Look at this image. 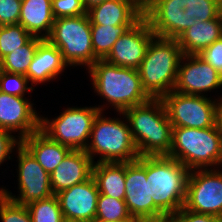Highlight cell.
Returning <instances> with one entry per match:
<instances>
[{
	"instance_id": "26",
	"label": "cell",
	"mask_w": 222,
	"mask_h": 222,
	"mask_svg": "<svg viewBox=\"0 0 222 222\" xmlns=\"http://www.w3.org/2000/svg\"><path fill=\"white\" fill-rule=\"evenodd\" d=\"M42 38L33 37L27 44L19 47L1 59L0 70L26 75L31 61Z\"/></svg>"
},
{
	"instance_id": "20",
	"label": "cell",
	"mask_w": 222,
	"mask_h": 222,
	"mask_svg": "<svg viewBox=\"0 0 222 222\" xmlns=\"http://www.w3.org/2000/svg\"><path fill=\"white\" fill-rule=\"evenodd\" d=\"M91 24L119 26L134 25L143 11L132 0H106L87 10Z\"/></svg>"
},
{
	"instance_id": "10",
	"label": "cell",
	"mask_w": 222,
	"mask_h": 222,
	"mask_svg": "<svg viewBox=\"0 0 222 222\" xmlns=\"http://www.w3.org/2000/svg\"><path fill=\"white\" fill-rule=\"evenodd\" d=\"M189 95L172 90L164 95V103L172 128H209L218 123V110L222 97Z\"/></svg>"
},
{
	"instance_id": "9",
	"label": "cell",
	"mask_w": 222,
	"mask_h": 222,
	"mask_svg": "<svg viewBox=\"0 0 222 222\" xmlns=\"http://www.w3.org/2000/svg\"><path fill=\"white\" fill-rule=\"evenodd\" d=\"M105 104L90 107H67L54 119L40 115V130L49 138L72 150H85L88 146L92 125Z\"/></svg>"
},
{
	"instance_id": "37",
	"label": "cell",
	"mask_w": 222,
	"mask_h": 222,
	"mask_svg": "<svg viewBox=\"0 0 222 222\" xmlns=\"http://www.w3.org/2000/svg\"><path fill=\"white\" fill-rule=\"evenodd\" d=\"M142 11L143 13L150 7V5L155 0H132Z\"/></svg>"
},
{
	"instance_id": "15",
	"label": "cell",
	"mask_w": 222,
	"mask_h": 222,
	"mask_svg": "<svg viewBox=\"0 0 222 222\" xmlns=\"http://www.w3.org/2000/svg\"><path fill=\"white\" fill-rule=\"evenodd\" d=\"M222 87V75L199 55H183L178 68L175 92L208 96ZM204 93V94H203Z\"/></svg>"
},
{
	"instance_id": "1",
	"label": "cell",
	"mask_w": 222,
	"mask_h": 222,
	"mask_svg": "<svg viewBox=\"0 0 222 222\" xmlns=\"http://www.w3.org/2000/svg\"><path fill=\"white\" fill-rule=\"evenodd\" d=\"M189 173L186 166L167 155L146 156L154 222H166L170 215L184 207Z\"/></svg>"
},
{
	"instance_id": "7",
	"label": "cell",
	"mask_w": 222,
	"mask_h": 222,
	"mask_svg": "<svg viewBox=\"0 0 222 222\" xmlns=\"http://www.w3.org/2000/svg\"><path fill=\"white\" fill-rule=\"evenodd\" d=\"M103 114L99 112L93 121L90 140L85 149L87 154L94 163L136 161L140 155L124 114L118 112L120 118L106 117ZM121 115L126 122L121 120ZM95 156L99 158L97 161H94Z\"/></svg>"
},
{
	"instance_id": "2",
	"label": "cell",
	"mask_w": 222,
	"mask_h": 222,
	"mask_svg": "<svg viewBox=\"0 0 222 222\" xmlns=\"http://www.w3.org/2000/svg\"><path fill=\"white\" fill-rule=\"evenodd\" d=\"M222 13V0H155L143 13L155 36L177 39L198 21Z\"/></svg>"
},
{
	"instance_id": "38",
	"label": "cell",
	"mask_w": 222,
	"mask_h": 222,
	"mask_svg": "<svg viewBox=\"0 0 222 222\" xmlns=\"http://www.w3.org/2000/svg\"><path fill=\"white\" fill-rule=\"evenodd\" d=\"M103 1H106V0H82L83 5L86 10L90 9L91 7H93L97 4L102 3Z\"/></svg>"
},
{
	"instance_id": "39",
	"label": "cell",
	"mask_w": 222,
	"mask_h": 222,
	"mask_svg": "<svg viewBox=\"0 0 222 222\" xmlns=\"http://www.w3.org/2000/svg\"><path fill=\"white\" fill-rule=\"evenodd\" d=\"M218 126L221 131V138H222V100L220 101L219 110H218Z\"/></svg>"
},
{
	"instance_id": "33",
	"label": "cell",
	"mask_w": 222,
	"mask_h": 222,
	"mask_svg": "<svg viewBox=\"0 0 222 222\" xmlns=\"http://www.w3.org/2000/svg\"><path fill=\"white\" fill-rule=\"evenodd\" d=\"M22 0H0V26L19 24Z\"/></svg>"
},
{
	"instance_id": "4",
	"label": "cell",
	"mask_w": 222,
	"mask_h": 222,
	"mask_svg": "<svg viewBox=\"0 0 222 222\" xmlns=\"http://www.w3.org/2000/svg\"><path fill=\"white\" fill-rule=\"evenodd\" d=\"M92 80L96 95L106 99L117 112L143 104L151 97L143 89L138 70L112 65L105 60H97L86 69ZM108 102V104H107Z\"/></svg>"
},
{
	"instance_id": "27",
	"label": "cell",
	"mask_w": 222,
	"mask_h": 222,
	"mask_svg": "<svg viewBox=\"0 0 222 222\" xmlns=\"http://www.w3.org/2000/svg\"><path fill=\"white\" fill-rule=\"evenodd\" d=\"M95 221L136 222L131 216L125 200L100 193L97 199Z\"/></svg>"
},
{
	"instance_id": "19",
	"label": "cell",
	"mask_w": 222,
	"mask_h": 222,
	"mask_svg": "<svg viewBox=\"0 0 222 222\" xmlns=\"http://www.w3.org/2000/svg\"><path fill=\"white\" fill-rule=\"evenodd\" d=\"M68 64L63 60L60 50L52 45L47 39H43L39 44L33 60L30 63L25 75L31 86L44 84L53 81L63 74Z\"/></svg>"
},
{
	"instance_id": "17",
	"label": "cell",
	"mask_w": 222,
	"mask_h": 222,
	"mask_svg": "<svg viewBox=\"0 0 222 222\" xmlns=\"http://www.w3.org/2000/svg\"><path fill=\"white\" fill-rule=\"evenodd\" d=\"M56 196L64 218L95 221L99 190L93 176L57 193Z\"/></svg>"
},
{
	"instance_id": "28",
	"label": "cell",
	"mask_w": 222,
	"mask_h": 222,
	"mask_svg": "<svg viewBox=\"0 0 222 222\" xmlns=\"http://www.w3.org/2000/svg\"><path fill=\"white\" fill-rule=\"evenodd\" d=\"M32 38L20 24L0 26V58L27 44Z\"/></svg>"
},
{
	"instance_id": "30",
	"label": "cell",
	"mask_w": 222,
	"mask_h": 222,
	"mask_svg": "<svg viewBox=\"0 0 222 222\" xmlns=\"http://www.w3.org/2000/svg\"><path fill=\"white\" fill-rule=\"evenodd\" d=\"M28 85H30L29 80L25 75L0 70V91L2 93L25 97V93L35 90V87Z\"/></svg>"
},
{
	"instance_id": "35",
	"label": "cell",
	"mask_w": 222,
	"mask_h": 222,
	"mask_svg": "<svg viewBox=\"0 0 222 222\" xmlns=\"http://www.w3.org/2000/svg\"><path fill=\"white\" fill-rule=\"evenodd\" d=\"M7 130L0 129V166L6 160H10L12 152L21 144V140Z\"/></svg>"
},
{
	"instance_id": "36",
	"label": "cell",
	"mask_w": 222,
	"mask_h": 222,
	"mask_svg": "<svg viewBox=\"0 0 222 222\" xmlns=\"http://www.w3.org/2000/svg\"><path fill=\"white\" fill-rule=\"evenodd\" d=\"M199 56L222 75V37L204 49Z\"/></svg>"
},
{
	"instance_id": "25",
	"label": "cell",
	"mask_w": 222,
	"mask_h": 222,
	"mask_svg": "<svg viewBox=\"0 0 222 222\" xmlns=\"http://www.w3.org/2000/svg\"><path fill=\"white\" fill-rule=\"evenodd\" d=\"M133 25H97L91 24L93 52L99 60H104L111 52L114 43Z\"/></svg>"
},
{
	"instance_id": "22",
	"label": "cell",
	"mask_w": 222,
	"mask_h": 222,
	"mask_svg": "<svg viewBox=\"0 0 222 222\" xmlns=\"http://www.w3.org/2000/svg\"><path fill=\"white\" fill-rule=\"evenodd\" d=\"M222 37V13L210 21H198L178 38L183 55H199Z\"/></svg>"
},
{
	"instance_id": "40",
	"label": "cell",
	"mask_w": 222,
	"mask_h": 222,
	"mask_svg": "<svg viewBox=\"0 0 222 222\" xmlns=\"http://www.w3.org/2000/svg\"><path fill=\"white\" fill-rule=\"evenodd\" d=\"M62 222H89L82 219H70V218H63Z\"/></svg>"
},
{
	"instance_id": "8",
	"label": "cell",
	"mask_w": 222,
	"mask_h": 222,
	"mask_svg": "<svg viewBox=\"0 0 222 222\" xmlns=\"http://www.w3.org/2000/svg\"><path fill=\"white\" fill-rule=\"evenodd\" d=\"M47 40L60 50L68 67L86 66L88 69L99 60L93 52L88 14L54 19Z\"/></svg>"
},
{
	"instance_id": "21",
	"label": "cell",
	"mask_w": 222,
	"mask_h": 222,
	"mask_svg": "<svg viewBox=\"0 0 222 222\" xmlns=\"http://www.w3.org/2000/svg\"><path fill=\"white\" fill-rule=\"evenodd\" d=\"M21 144L32 154L43 169L51 174L72 150L49 138L40 129L21 140Z\"/></svg>"
},
{
	"instance_id": "18",
	"label": "cell",
	"mask_w": 222,
	"mask_h": 222,
	"mask_svg": "<svg viewBox=\"0 0 222 222\" xmlns=\"http://www.w3.org/2000/svg\"><path fill=\"white\" fill-rule=\"evenodd\" d=\"M93 165V160L85 150H71L50 174L54 195L91 178Z\"/></svg>"
},
{
	"instance_id": "41",
	"label": "cell",
	"mask_w": 222,
	"mask_h": 222,
	"mask_svg": "<svg viewBox=\"0 0 222 222\" xmlns=\"http://www.w3.org/2000/svg\"><path fill=\"white\" fill-rule=\"evenodd\" d=\"M94 222H112V221H94Z\"/></svg>"
},
{
	"instance_id": "5",
	"label": "cell",
	"mask_w": 222,
	"mask_h": 222,
	"mask_svg": "<svg viewBox=\"0 0 222 222\" xmlns=\"http://www.w3.org/2000/svg\"><path fill=\"white\" fill-rule=\"evenodd\" d=\"M182 56L177 39L152 38L138 69L143 89L151 98H162L174 90Z\"/></svg>"
},
{
	"instance_id": "12",
	"label": "cell",
	"mask_w": 222,
	"mask_h": 222,
	"mask_svg": "<svg viewBox=\"0 0 222 222\" xmlns=\"http://www.w3.org/2000/svg\"><path fill=\"white\" fill-rule=\"evenodd\" d=\"M18 168V196L0 188V192L18 204L28 205L31 202L49 198L54 195L50 185V174L37 162L32 154L20 144L16 148Z\"/></svg>"
},
{
	"instance_id": "29",
	"label": "cell",
	"mask_w": 222,
	"mask_h": 222,
	"mask_svg": "<svg viewBox=\"0 0 222 222\" xmlns=\"http://www.w3.org/2000/svg\"><path fill=\"white\" fill-rule=\"evenodd\" d=\"M33 222H62L63 214L56 195L26 205Z\"/></svg>"
},
{
	"instance_id": "31",
	"label": "cell",
	"mask_w": 222,
	"mask_h": 222,
	"mask_svg": "<svg viewBox=\"0 0 222 222\" xmlns=\"http://www.w3.org/2000/svg\"><path fill=\"white\" fill-rule=\"evenodd\" d=\"M1 222H33L28 207L18 204L0 192Z\"/></svg>"
},
{
	"instance_id": "34",
	"label": "cell",
	"mask_w": 222,
	"mask_h": 222,
	"mask_svg": "<svg viewBox=\"0 0 222 222\" xmlns=\"http://www.w3.org/2000/svg\"><path fill=\"white\" fill-rule=\"evenodd\" d=\"M166 222H220V217L193 212L182 207L178 212L170 215Z\"/></svg>"
},
{
	"instance_id": "3",
	"label": "cell",
	"mask_w": 222,
	"mask_h": 222,
	"mask_svg": "<svg viewBox=\"0 0 222 222\" xmlns=\"http://www.w3.org/2000/svg\"><path fill=\"white\" fill-rule=\"evenodd\" d=\"M140 156L168 155L172 146V124L161 98L122 112Z\"/></svg>"
},
{
	"instance_id": "13",
	"label": "cell",
	"mask_w": 222,
	"mask_h": 222,
	"mask_svg": "<svg viewBox=\"0 0 222 222\" xmlns=\"http://www.w3.org/2000/svg\"><path fill=\"white\" fill-rule=\"evenodd\" d=\"M125 203L136 222H154V200H150L146 178V156L125 162Z\"/></svg>"
},
{
	"instance_id": "23",
	"label": "cell",
	"mask_w": 222,
	"mask_h": 222,
	"mask_svg": "<svg viewBox=\"0 0 222 222\" xmlns=\"http://www.w3.org/2000/svg\"><path fill=\"white\" fill-rule=\"evenodd\" d=\"M54 19L52 0H22L19 24L33 37L47 39Z\"/></svg>"
},
{
	"instance_id": "14",
	"label": "cell",
	"mask_w": 222,
	"mask_h": 222,
	"mask_svg": "<svg viewBox=\"0 0 222 222\" xmlns=\"http://www.w3.org/2000/svg\"><path fill=\"white\" fill-rule=\"evenodd\" d=\"M154 36L148 20L143 16L118 38L104 60L112 65L138 70Z\"/></svg>"
},
{
	"instance_id": "6",
	"label": "cell",
	"mask_w": 222,
	"mask_h": 222,
	"mask_svg": "<svg viewBox=\"0 0 222 222\" xmlns=\"http://www.w3.org/2000/svg\"><path fill=\"white\" fill-rule=\"evenodd\" d=\"M189 170L222 169V138L218 124L209 128H172V146L167 155Z\"/></svg>"
},
{
	"instance_id": "32",
	"label": "cell",
	"mask_w": 222,
	"mask_h": 222,
	"mask_svg": "<svg viewBox=\"0 0 222 222\" xmlns=\"http://www.w3.org/2000/svg\"><path fill=\"white\" fill-rule=\"evenodd\" d=\"M52 14L55 19L87 14L82 0H52Z\"/></svg>"
},
{
	"instance_id": "16",
	"label": "cell",
	"mask_w": 222,
	"mask_h": 222,
	"mask_svg": "<svg viewBox=\"0 0 222 222\" xmlns=\"http://www.w3.org/2000/svg\"><path fill=\"white\" fill-rule=\"evenodd\" d=\"M31 99L0 91V129L16 133L22 140L40 129V116Z\"/></svg>"
},
{
	"instance_id": "11",
	"label": "cell",
	"mask_w": 222,
	"mask_h": 222,
	"mask_svg": "<svg viewBox=\"0 0 222 222\" xmlns=\"http://www.w3.org/2000/svg\"><path fill=\"white\" fill-rule=\"evenodd\" d=\"M184 208L197 213L222 217V170H190Z\"/></svg>"
},
{
	"instance_id": "24",
	"label": "cell",
	"mask_w": 222,
	"mask_h": 222,
	"mask_svg": "<svg viewBox=\"0 0 222 222\" xmlns=\"http://www.w3.org/2000/svg\"><path fill=\"white\" fill-rule=\"evenodd\" d=\"M93 177L100 194L125 199V162L94 163Z\"/></svg>"
}]
</instances>
